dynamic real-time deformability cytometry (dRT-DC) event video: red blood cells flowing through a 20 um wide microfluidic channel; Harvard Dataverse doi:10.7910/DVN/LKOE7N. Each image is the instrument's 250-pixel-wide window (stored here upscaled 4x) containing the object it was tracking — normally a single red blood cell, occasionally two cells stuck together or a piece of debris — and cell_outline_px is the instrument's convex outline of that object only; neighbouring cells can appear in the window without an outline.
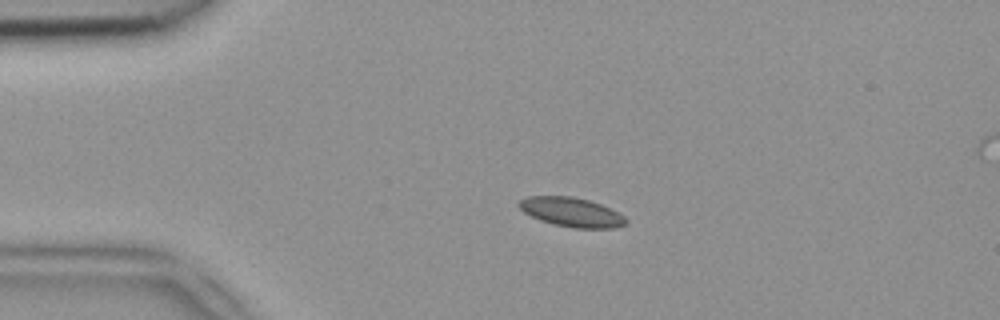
{"species": "common noctule bat (a hibernating species)", "species_latin": "Nyctalus noctula", "temperature_condition": "room temperature", "stored_images_in_passage": 16, "camera_frame_rate_fps": 3000, "um_per_image_px": 0.085, "animal": {"sex": "female", "body_mass_g": 18.4}, "frame": {"image": 1, "passage_image": 11, "time_ms": 3.333, "image_size_px": [1000, 320], "cell_outline_px": [[628, 224], [616, 228], [572, 228], [552, 224], [540, 220], [524, 212], [516, 204], [520, 200], [528, 196], [572, 196], [588, 200], [600, 204], [624, 216], [628, 220]], "centroid_in_image_um": [48.58, 18.04], "position_along_channel_um": 36.4, "area_um2": 18.26}}